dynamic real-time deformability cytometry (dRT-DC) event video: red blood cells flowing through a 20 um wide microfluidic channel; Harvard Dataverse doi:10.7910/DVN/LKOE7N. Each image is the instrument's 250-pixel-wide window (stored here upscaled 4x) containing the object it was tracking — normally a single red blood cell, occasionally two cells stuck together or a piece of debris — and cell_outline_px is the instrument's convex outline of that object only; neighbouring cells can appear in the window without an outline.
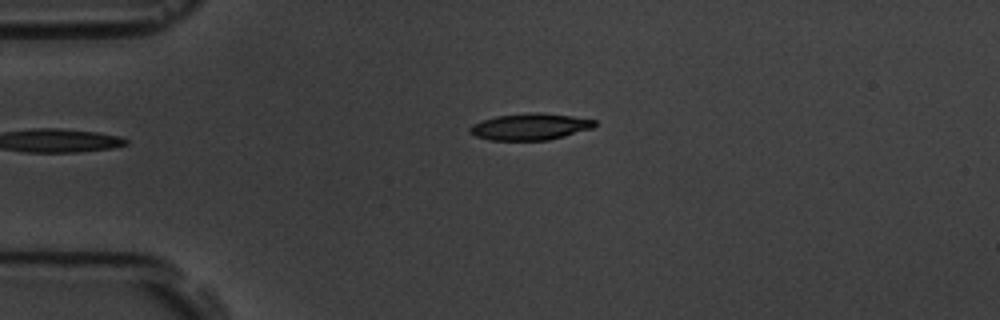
{"species": "common noctule bat (a hibernating species)", "species_latin": "Nyctalus noctula", "temperature_condition": "room temperature", "stored_images_in_passage": 5, "camera_frame_rate_fps": 3000, "um_per_image_px": 0.085, "animal": {"sex": "male", "body_mass_g": 19.5, "forearm_length_mm": 54.6}, "frame": {"image": 1, "passage_image": 5, "time_ms": 5.667, "image_size_px": [1000, 320], "cell_outline_px": [[596, 124], [592, 128], [564, 136], [548, 140], [492, 140], [476, 136], [468, 132], [468, 128], [472, 124], [496, 116], [532, 112], [536, 112], [572, 116], [596, 120]], "centroid_in_image_um": [45.04, 10.77], "position_along_channel_um": 40.0, "area_um2": 19.19}}